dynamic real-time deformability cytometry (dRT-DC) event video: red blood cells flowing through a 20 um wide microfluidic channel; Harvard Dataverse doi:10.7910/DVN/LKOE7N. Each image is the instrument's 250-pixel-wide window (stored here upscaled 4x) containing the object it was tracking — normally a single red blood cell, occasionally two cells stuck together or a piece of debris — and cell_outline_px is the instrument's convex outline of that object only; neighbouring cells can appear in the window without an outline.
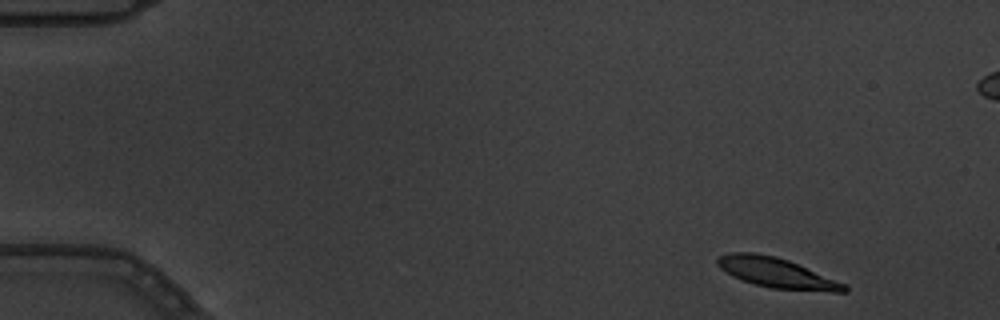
{"species": "common noctule bat (a hibernating species)", "species_latin": "Nyctalus noctula", "temperature_condition": "warm", "stored_images_in_passage": 5, "segment_of_instrument_passage": [2, 2], "camera_frame_rate_fps": 3000, "um_per_image_px": 0.085, "animal": {"sex": "male", "body_mass_g": 19.5, "forearm_length_mm": 54.6}, "frame": {"image": 1, "passage_image": 5, "time_ms": 1.333, "image_size_px": [1000, 320], "cell_outline_px": [[848, 292], [832, 292], [772, 288], [756, 284], [732, 276], [720, 268], [716, 264], [716, 260], [720, 256], [732, 252], [756, 252], [776, 256], [788, 260], [848, 284]], "centroid_in_image_um": [66.06, 23.19], "position_along_channel_um": 18.9, "area_um2": 22.2}}